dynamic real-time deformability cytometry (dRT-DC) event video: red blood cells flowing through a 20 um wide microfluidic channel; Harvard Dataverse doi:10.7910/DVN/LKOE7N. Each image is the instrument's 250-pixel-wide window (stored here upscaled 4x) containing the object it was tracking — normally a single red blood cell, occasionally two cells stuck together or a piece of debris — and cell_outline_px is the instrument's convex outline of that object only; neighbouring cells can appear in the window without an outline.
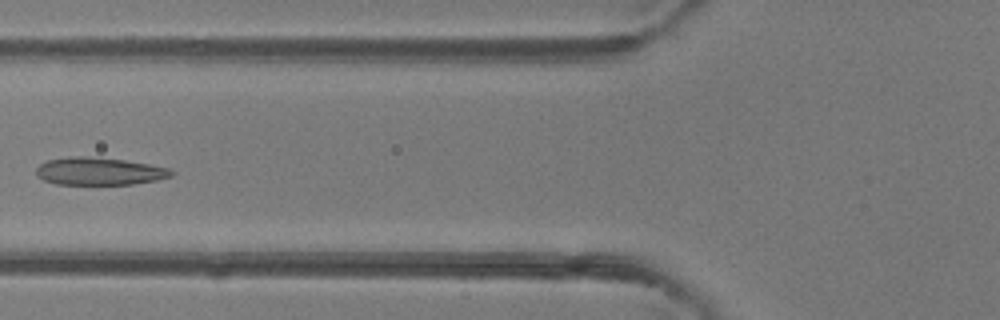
{"species": "common noctule bat (a hibernating species)", "species_latin": "Nyctalus noctula", "temperature_condition": "room temperature", "stored_images_in_passage": 7, "camera_frame_rate_fps": 3000, "um_per_image_px": 0.085, "animal": {"sex": "female"}, "frame": {"image": 1, "passage_image": 6, "time_ms": 1.667, "image_size_px": [1000, 320], "cell_outline_px": [[176, 172], [172, 176], [156, 180], [132, 184], [56, 184], [44, 180], [36, 176], [36, 168], [40, 164], [48, 160], [68, 156], [88, 156], [124, 160], [148, 164], [168, 168]], "centroid_in_image_um": [8.42, 14.55], "position_along_channel_um": 117.4, "area_um2": 21.73}}
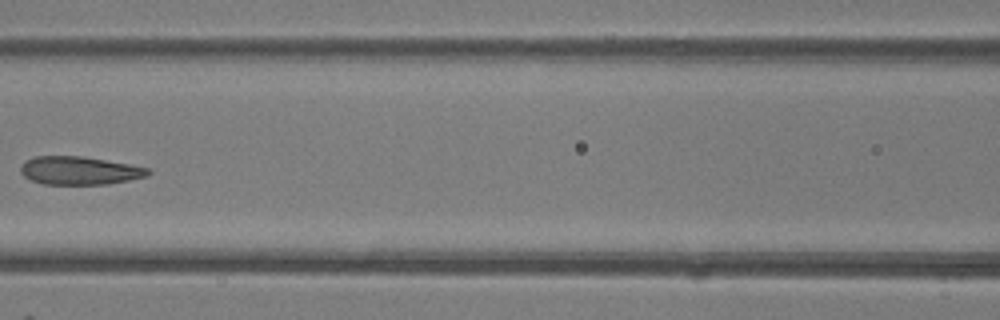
{"frame": {"image": 2, "passage_image": 7, "time_ms": 2.0, "image_size_px": [1000, 320], "cell_outline_px": [[152, 172], [148, 176], [108, 184], [44, 184], [32, 180], [24, 176], [20, 172], [20, 168], [24, 160], [36, 156], [84, 156], [128, 164], [148, 168]], "centroid_in_image_um": [6.74, 14.49], "position_along_channel_um": 159.9, "area_um2": 20.92}}